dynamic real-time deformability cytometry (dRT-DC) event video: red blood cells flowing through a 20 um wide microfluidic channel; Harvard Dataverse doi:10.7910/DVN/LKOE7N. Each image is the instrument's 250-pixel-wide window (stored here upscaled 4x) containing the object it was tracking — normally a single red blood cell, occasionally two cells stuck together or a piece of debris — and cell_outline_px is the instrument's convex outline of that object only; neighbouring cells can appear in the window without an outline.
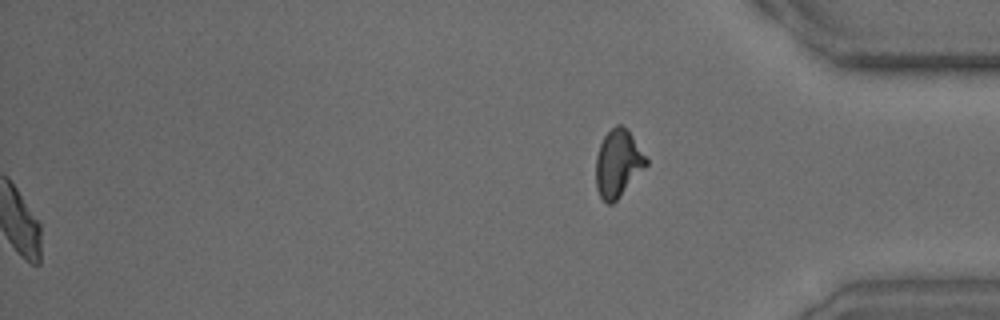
{"species": "common noctule bat (a hibernating species)", "species_latin": "Nyctalus noctula", "temperature_condition": "warm", "stored_images_in_passage": 54, "segment_of_instrument_passage": [2, 2], "camera_frame_rate_fps": 3000, "um_per_image_px": 0.085, "animal": {"sex": "male", "body_mass_g": 15.6}, "frame": {"image": 1, "passage_image": 54, "time_ms": 17.667, "image_size_px": [1000, 320], "cell_outline_px": [[648, 164], [616, 200], [612, 204], [608, 204], [600, 196], [596, 188], [596, 156], [600, 144], [604, 136], [616, 124], [620, 124], [628, 128], [648, 160]], "centroid_in_image_um": [52.53, 13.86], "position_along_channel_um": 382.7, "area_um2": 19.59}}